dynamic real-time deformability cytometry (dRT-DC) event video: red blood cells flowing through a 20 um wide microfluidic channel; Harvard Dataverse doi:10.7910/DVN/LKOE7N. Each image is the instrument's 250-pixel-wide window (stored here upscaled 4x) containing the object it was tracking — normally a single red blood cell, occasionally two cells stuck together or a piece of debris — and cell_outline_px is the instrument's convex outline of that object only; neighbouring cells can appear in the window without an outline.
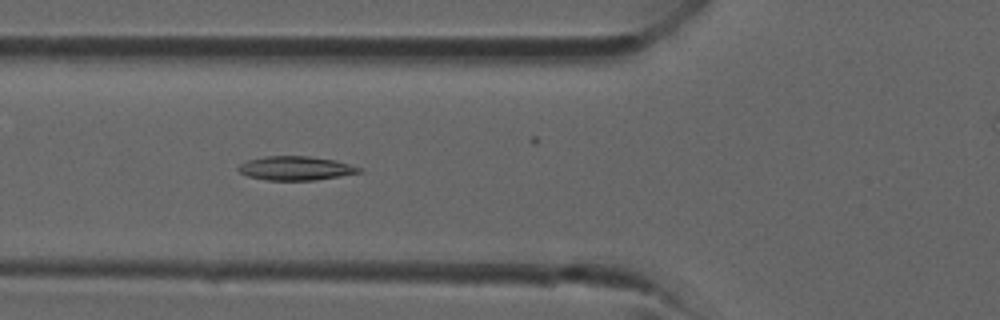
{"species": "common noctule bat (a hibernating species)", "species_latin": "Nyctalus noctula", "temperature_condition": "room temperature", "stored_images_in_passage": 38, "camera_frame_rate_fps": 3000, "um_per_image_px": 0.085, "animal": {"sex": "male", "forearm_length_mm": 52.5}, "frame": {"image": 1, "passage_image": 13, "time_ms": 4.0, "image_size_px": [1000, 320], "cell_outline_px": [[364, 172], [316, 180], [268, 180], [248, 176], [240, 172], [236, 168], [240, 164], [248, 160], [264, 156], [308, 156], [336, 160], [364, 168]], "centroid_in_image_um": [25.18, 14.3], "position_along_channel_um": 100.6, "area_um2": 16.99}}
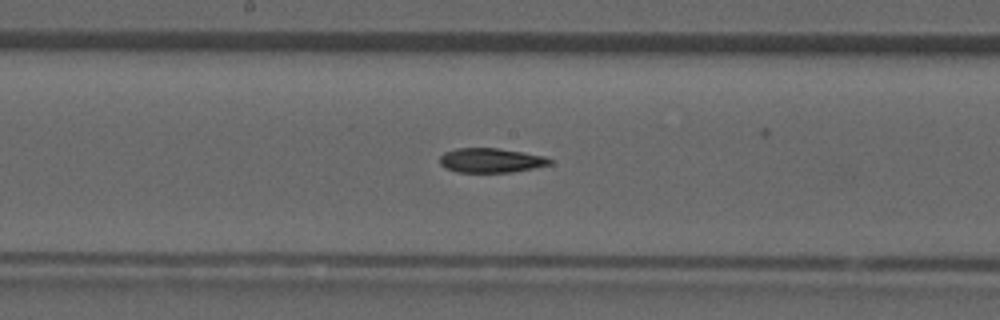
{"frame": {"image": 2, "passage_image": 19, "time_ms": 6.0, "image_size_px": [1000, 320], "cell_outline_px": [[552, 164], [512, 172], [456, 172], [444, 168], [440, 164], [440, 156], [444, 152], [456, 148], [496, 148], [524, 152], [544, 156], [552, 160]], "centroid_in_image_um": [41.7, 13.63], "position_along_channel_um": 206.5, "area_um2": 15.72}}
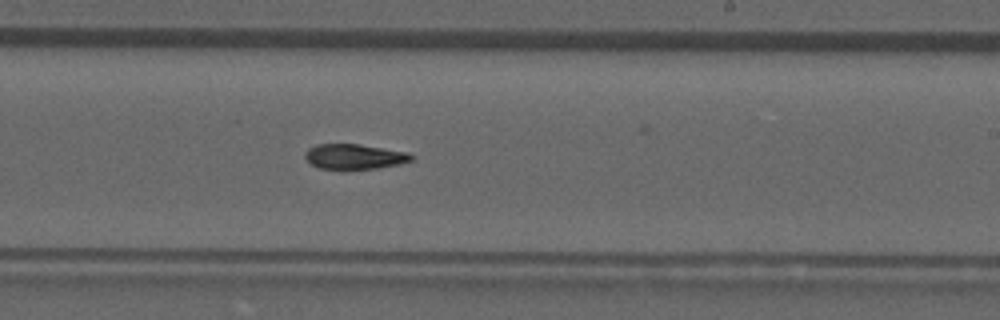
{"frame": {"image": 3, "passage_image": 22, "time_ms": 7.0, "image_size_px": [1000, 320], "cell_outline_px": [[416, 156], [412, 160], [400, 164], [376, 168], [320, 168], [312, 164], [304, 156], [304, 152], [308, 148], [316, 144], [360, 144], [408, 152]], "centroid_in_image_um": [30.15, 13.29], "position_along_channel_um": 258.8, "area_um2": 15.43}}